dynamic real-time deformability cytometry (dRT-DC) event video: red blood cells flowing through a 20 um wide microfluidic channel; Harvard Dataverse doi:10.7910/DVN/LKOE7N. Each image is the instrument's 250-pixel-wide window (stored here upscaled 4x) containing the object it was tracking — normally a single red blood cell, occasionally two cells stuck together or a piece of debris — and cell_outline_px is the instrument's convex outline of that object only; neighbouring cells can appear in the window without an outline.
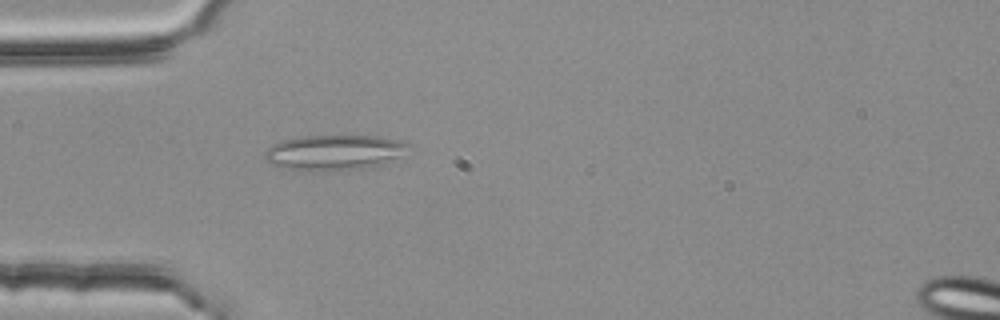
{"species": "common noctule bat (a hibernating species)", "species_latin": "Nyctalus noctula", "temperature_condition": "room temperature", "stored_images_in_passage": 3, "camera_frame_rate_fps": 3000, "um_per_image_px": 0.085, "animal": {"sex": "female", "body_mass_g": 25.1}, "frame": {"image": 1, "passage_image": 3, "time_ms": 0.667, "image_size_px": [1000, 320], "cell_outline_px": [[412, 144], [396, 156], [384, 164], [364, 168], [328, 172], [288, 168], [272, 164], [264, 160], [264, 152], [272, 144], [280, 140], [300, 136], [376, 136], [400, 140]], "centroid_in_image_um": [28.35, 12.96], "position_along_channel_um": 56.6, "area_um2": 29.48}}